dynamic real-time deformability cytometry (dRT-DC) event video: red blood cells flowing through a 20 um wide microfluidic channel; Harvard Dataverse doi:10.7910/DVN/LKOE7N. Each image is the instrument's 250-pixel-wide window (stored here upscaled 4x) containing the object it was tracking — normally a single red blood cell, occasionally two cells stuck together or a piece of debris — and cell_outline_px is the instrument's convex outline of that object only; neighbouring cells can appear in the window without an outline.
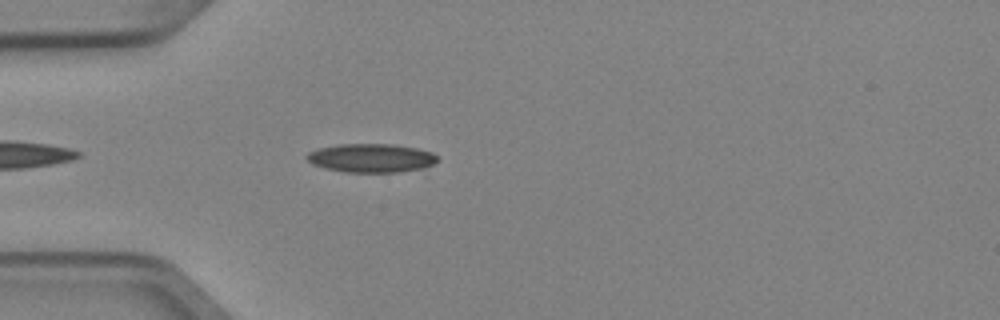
{"species": "Egyptian fruit bat (a non-hibernating species)", "species_latin": "Rousettus aegyptiacus", "temperature_condition": "cold", "stored_images_in_passage": 5, "camera_frame_rate_fps": 3000, "um_per_image_px": 0.085, "animal": {"sex": "female"}, "frame": {"image": 1, "passage_image": 5, "time_ms": 1.333, "image_size_px": [1000, 320], "cell_outline_px": [[436, 160], [432, 164], [424, 168], [400, 172], [344, 172], [312, 164], [304, 156], [308, 152], [320, 148], [340, 144], [392, 144], [416, 148], [432, 152], [436, 156]], "centroid_in_image_um": [31.54, 13.43], "position_along_channel_um": 53.5, "area_um2": 21.68}}